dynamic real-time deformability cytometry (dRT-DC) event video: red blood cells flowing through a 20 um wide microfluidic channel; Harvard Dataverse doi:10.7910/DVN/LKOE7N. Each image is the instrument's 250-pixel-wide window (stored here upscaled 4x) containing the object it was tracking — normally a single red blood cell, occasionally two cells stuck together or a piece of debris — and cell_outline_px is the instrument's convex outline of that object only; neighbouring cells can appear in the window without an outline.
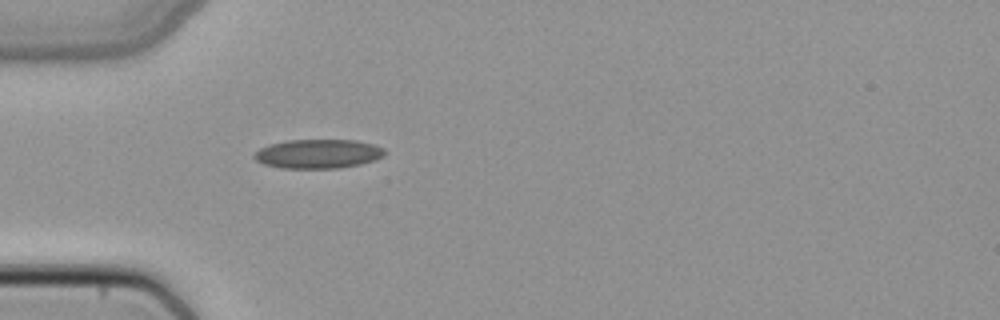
{"species": "common noctule bat (a hibernating species)", "species_latin": "Nyctalus noctula", "temperature_condition": "cold", "stored_images_in_passage": 31, "camera_frame_rate_fps": 3000, "um_per_image_px": 0.085, "animal": {"sex": "female", "body_mass_g": 22.7, "forearm_length_mm": 54.2}, "frame": {"image": 1, "passage_image": 1, "time_ms": 0.0, "image_size_px": [1000, 320], "cell_outline_px": [[384, 156], [376, 160], [360, 164], [340, 168], [280, 168], [264, 164], [256, 160], [252, 156], [260, 148], [272, 144], [288, 140], [356, 140], [372, 144], [384, 148]], "centroid_in_image_um": [27.05, 13.08], "position_along_channel_um": 57.9, "area_um2": 22.08}}
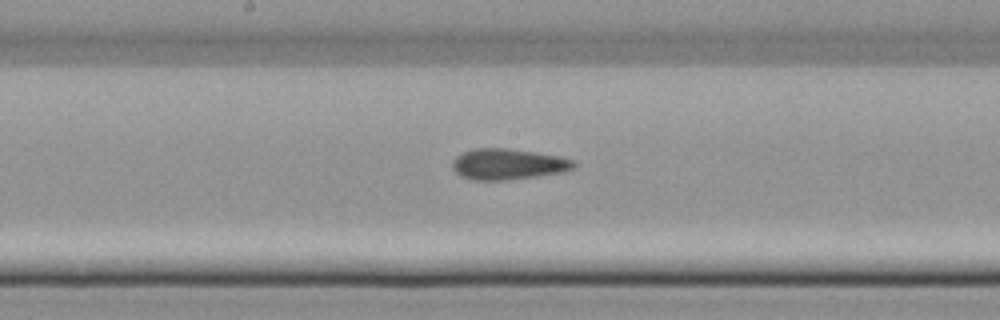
{"frame": {"image": 2, "passage_image": 12, "time_ms": 3.667, "image_size_px": [1000, 320], "cell_outline_px": [[576, 168], [564, 172], [536, 176], [504, 180], [472, 180], [460, 176], [452, 168], [452, 160], [456, 156], [464, 152], [476, 148], [504, 148], [536, 152], [560, 156], [572, 160], [576, 164]], "centroid_in_image_um": [43.18, 13.95], "position_along_channel_um": 205.0, "area_um2": 21.91}}
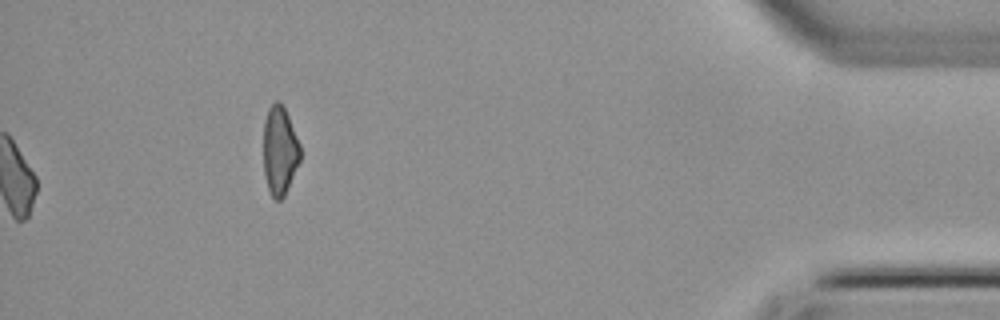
{"frame": {"image": 3, "passage_image": 31, "time_ms": 10.0, "image_size_px": [1000, 320], "cell_outline_px": [[300, 160], [284, 196], [280, 200], [276, 200], [272, 196], [268, 188], [264, 172], [264, 120], [268, 108], [276, 100], [280, 100], [288, 116], [300, 144]], "centroid_in_image_um": [23.77, 12.77], "position_along_channel_um": 411.4, "area_um2": 18.84}}